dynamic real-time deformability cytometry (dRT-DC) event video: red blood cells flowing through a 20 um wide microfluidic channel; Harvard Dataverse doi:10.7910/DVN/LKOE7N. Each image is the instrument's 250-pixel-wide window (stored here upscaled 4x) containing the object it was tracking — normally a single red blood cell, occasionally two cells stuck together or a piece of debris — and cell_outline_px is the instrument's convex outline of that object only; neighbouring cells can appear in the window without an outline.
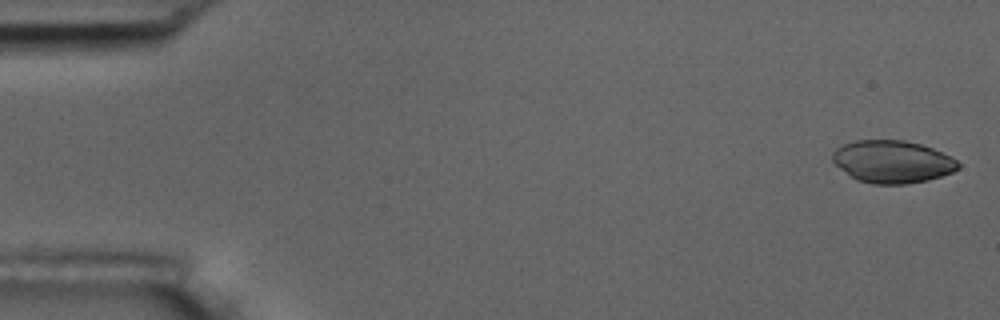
{"species": "common noctule bat (a hibernating species)", "species_latin": "Nyctalus noctula", "temperature_condition": "room temperature", "stored_images_in_passage": 4, "camera_frame_rate_fps": 3000, "um_per_image_px": 0.085, "animal": {"sex": "male", "body_mass_g": 17.5, "forearm_length_mm": 52.3}, "frame": {"image": 1, "passage_image": 1, "time_ms": 0.0, "image_size_px": [1000, 320], "cell_outline_px": [[960, 168], [952, 172], [928, 180], [908, 184], [872, 184], [856, 180], [840, 168], [832, 160], [832, 152], [836, 148], [844, 144], [856, 140], [904, 140], [920, 144], [932, 148], [952, 156], [960, 164]], "centroid_in_image_um": [75.86, 13.74], "position_along_channel_um": 9.1, "area_um2": 31.21}}